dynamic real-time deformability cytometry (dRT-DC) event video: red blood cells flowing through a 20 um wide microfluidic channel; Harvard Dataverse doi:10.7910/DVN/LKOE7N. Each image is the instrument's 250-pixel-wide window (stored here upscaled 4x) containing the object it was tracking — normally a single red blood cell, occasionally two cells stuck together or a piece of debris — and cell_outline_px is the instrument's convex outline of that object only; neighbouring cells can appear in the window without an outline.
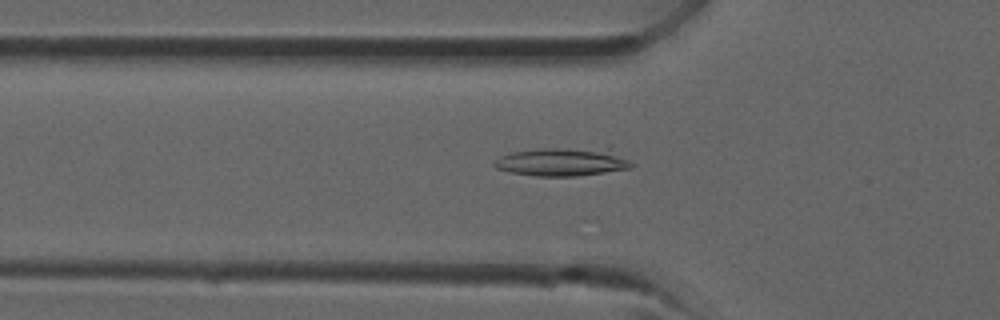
{"species": "common noctule bat (a hibernating species)", "species_latin": "Nyctalus noctula", "temperature_condition": "room temperature", "stored_images_in_passage": 21, "camera_frame_rate_fps": 3000, "um_per_image_px": 0.085, "animal": {"sex": "male", "forearm_length_mm": 52.5}, "frame": {"image": 1, "passage_image": 12, "time_ms": 3.667, "image_size_px": [1000, 320], "cell_outline_px": [[636, 164], [632, 168], [576, 176], [536, 176], [512, 172], [496, 168], [492, 164], [492, 160], [500, 156], [512, 152], [540, 148], [608, 144], [612, 144]], "centroid_in_image_um": [48.02, 13.67], "position_along_channel_um": 77.8, "area_um2": 24.45}}
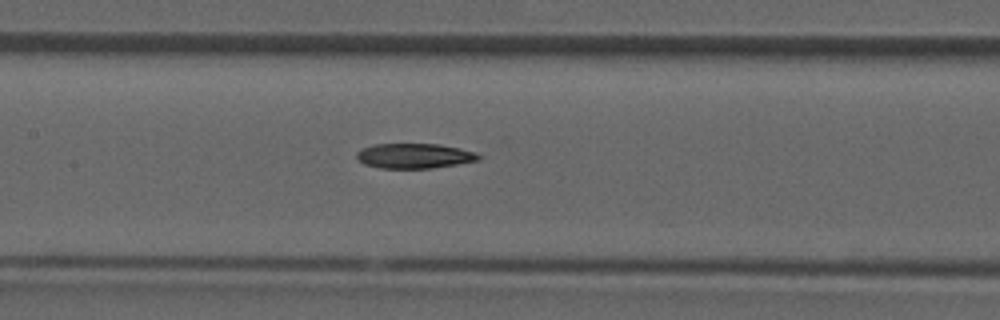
{"frame": {"image": 2, "passage_image": 17, "time_ms": 5.333, "image_size_px": [1000, 320], "cell_outline_px": [[480, 160], [432, 168], [380, 168], [364, 164], [356, 156], [356, 152], [364, 148], [376, 144], [440, 144], [460, 148], [476, 152], [480, 156]], "centroid_in_image_um": [35.24, 13.25], "position_along_channel_um": 172.2, "area_um2": 17.63}}
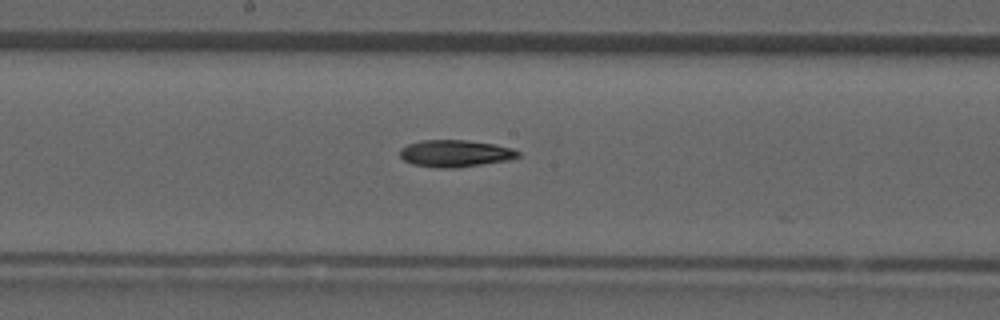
{"frame": {"image": 3, "passage_image": 19, "time_ms": 6.0, "image_size_px": [1000, 320], "cell_outline_px": [[520, 156], [508, 160], [456, 168], [436, 168], [412, 164], [404, 160], [400, 156], [400, 148], [408, 144], [420, 140], [468, 140], [492, 144], [512, 148], [520, 152]], "centroid_in_image_um": [38.67, 13.04], "position_along_channel_um": 209.5, "area_um2": 18.61}}